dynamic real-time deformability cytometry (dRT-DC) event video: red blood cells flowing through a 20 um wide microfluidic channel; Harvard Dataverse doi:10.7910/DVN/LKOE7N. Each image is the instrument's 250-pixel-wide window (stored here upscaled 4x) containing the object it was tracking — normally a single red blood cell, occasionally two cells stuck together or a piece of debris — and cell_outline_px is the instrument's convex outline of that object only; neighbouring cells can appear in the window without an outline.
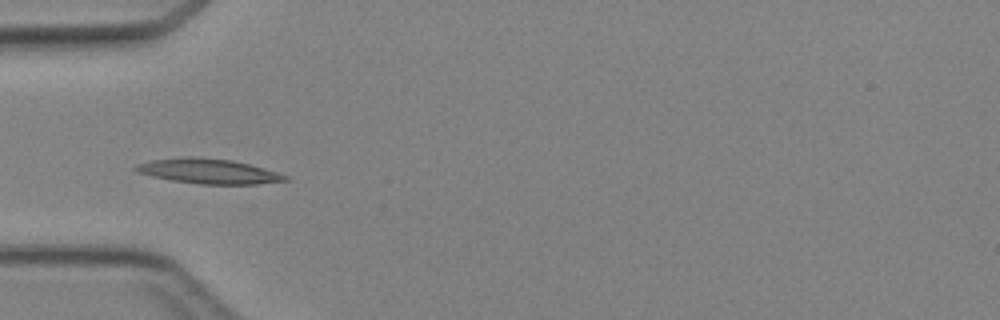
{"species": "Egyptian fruit bat (a non-hibernating species)", "species_latin": "Rousettus aegyptiacus", "temperature_condition": "cold", "stored_images_in_passage": 4, "camera_frame_rate_fps": 3000, "um_per_image_px": 0.085, "animal": {"sex": "female"}, "frame": {"image": 1, "passage_image": 3, "time_ms": 2.333, "image_size_px": [1000, 320], "cell_outline_px": [[292, 180], [256, 184], [200, 184], [172, 180], [152, 176], [136, 172], [132, 168], [136, 164], [152, 160], [184, 156], [192, 156], [232, 160], [264, 168], [288, 176]], "centroid_in_image_um": [17.71, 14.55], "position_along_channel_um": 67.3, "area_um2": 21.73}}
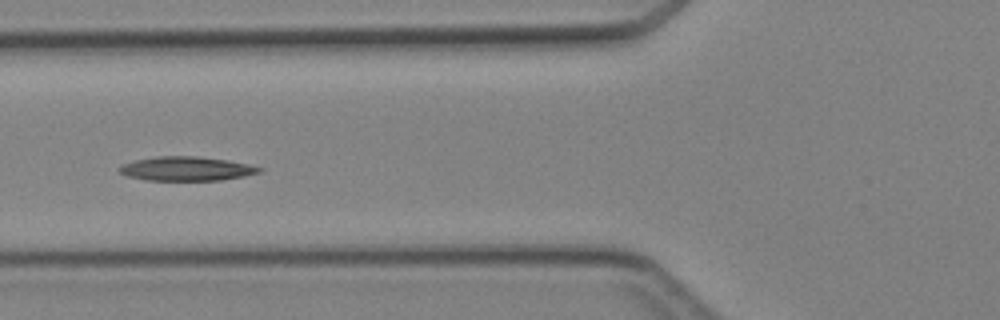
{"frame": {"image": 2, "passage_image": 4, "time_ms": 3.333, "image_size_px": [1000, 320], "cell_outline_px": [[264, 168], [260, 172], [244, 176], [220, 180], [144, 180], [128, 176], [120, 172], [116, 168], [120, 164], [132, 160], [156, 156], [196, 156], [228, 160], [248, 164]], "centroid_in_image_um": [15.79, 14.33], "position_along_channel_um": 110.0, "area_um2": 19.83}}